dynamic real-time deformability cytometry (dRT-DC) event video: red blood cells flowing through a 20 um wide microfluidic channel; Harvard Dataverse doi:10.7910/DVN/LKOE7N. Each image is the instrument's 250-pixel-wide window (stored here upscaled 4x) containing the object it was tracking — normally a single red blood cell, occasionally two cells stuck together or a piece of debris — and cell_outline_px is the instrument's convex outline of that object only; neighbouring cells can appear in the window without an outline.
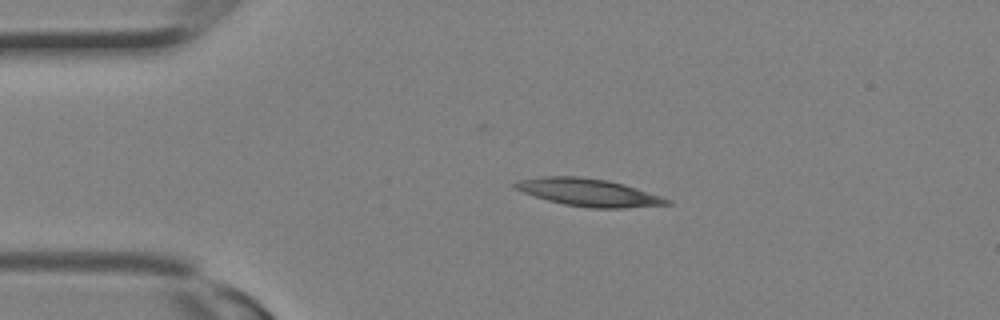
{"species": "Egyptian fruit bat (a non-hibernating species)", "species_latin": "Rousettus aegyptiacus", "temperature_condition": "room temperature", "stored_images_in_passage": 1, "camera_frame_rate_fps": 3000, "um_per_image_px": 0.085, "animal": {"sex": "female"}, "frame": {"image": 1, "passage_image": 1, "time_ms": 0.0, "image_size_px": [1000, 320], "cell_outline_px": [[672, 204], [628, 208], [588, 208], [564, 204], [548, 200], [512, 188], [512, 184], [520, 180], [540, 176], [580, 176], [608, 180], [624, 184], [672, 200]], "centroid_in_image_um": [50.04, 16.35], "position_along_channel_um": 35.0, "area_um2": 24.39}}